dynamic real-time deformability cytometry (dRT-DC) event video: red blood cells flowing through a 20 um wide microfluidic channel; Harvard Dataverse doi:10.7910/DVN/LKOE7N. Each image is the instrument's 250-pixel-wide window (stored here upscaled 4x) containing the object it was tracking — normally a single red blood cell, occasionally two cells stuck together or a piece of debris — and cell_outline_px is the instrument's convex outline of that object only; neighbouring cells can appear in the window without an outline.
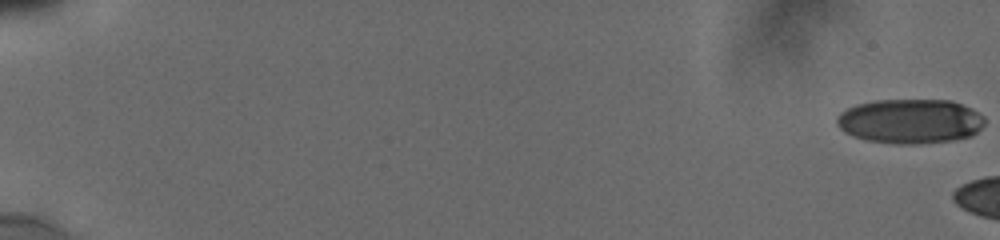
{"species": "human", "species_latin": "Homo sapiens", "temperature_condition": "cold", "stored_images_in_passage": 6, "camera_frame_rate_fps": 3000, "um_per_image_px": 0.085, "donor": {"sex": "male"}, "frame": {"image": 1, "passage_image": 1, "time_ms": 0.0, "image_size_px": [1000, 240], "cell_outline_px": [[984, 124], [972, 136], [952, 140], [912, 144], [892, 144], [864, 140], [852, 136], [844, 132], [836, 124], [836, 116], [840, 112], [856, 104], [872, 100], [952, 100], [972, 108], [984, 116]], "centroid_in_image_um": [77.33, 10.3], "position_along_channel_um": 7.7, "area_um2": 38.78}}